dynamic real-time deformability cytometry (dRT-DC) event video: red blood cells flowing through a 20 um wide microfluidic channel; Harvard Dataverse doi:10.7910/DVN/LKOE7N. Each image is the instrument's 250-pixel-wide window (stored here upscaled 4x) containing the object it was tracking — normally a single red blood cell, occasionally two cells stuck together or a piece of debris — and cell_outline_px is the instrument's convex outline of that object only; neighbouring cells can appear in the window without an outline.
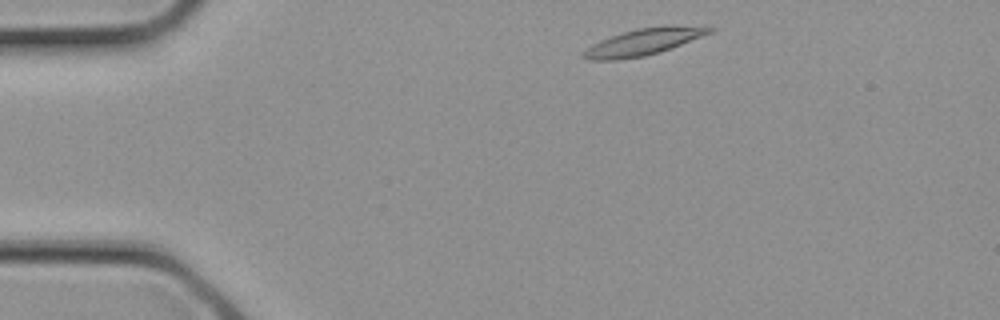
{"species": "common noctule bat (a hibernating species)", "species_latin": "Nyctalus noctula", "temperature_condition": "cold", "stored_images_in_passage": 8, "camera_frame_rate_fps": 3000, "um_per_image_px": 0.085, "animal": {"sex": "female", "body_mass_g": 21.9}, "frame": {"image": 1, "passage_image": 1, "time_ms": 0.0, "image_size_px": [1000, 320], "cell_outline_px": [[716, 28], [712, 32], [660, 52], [644, 56], [616, 60], [588, 60], [580, 56], [592, 44], [600, 40], [636, 28], [672, 24]], "centroid_in_image_um": [54.69, 3.55], "position_along_channel_um": 30.3, "area_um2": 19.48}}
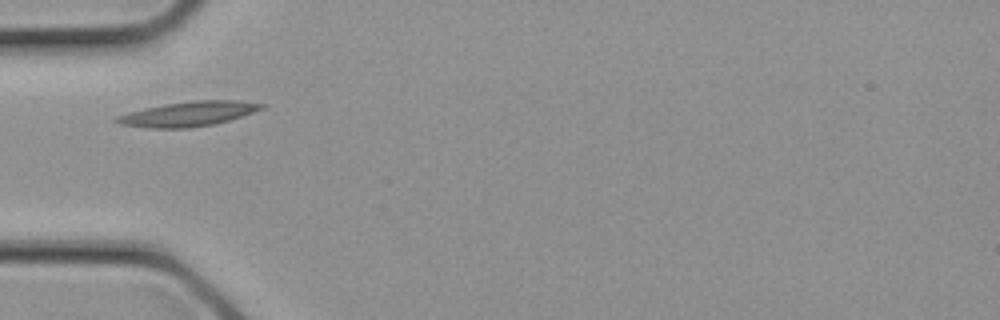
{"frame": {"image": 2, "passage_image": 5, "time_ms": 1.333, "image_size_px": [1000, 320], "cell_outline_px": [[268, 104], [264, 108], [228, 120], [212, 124], [188, 128], [148, 128], [120, 124], [112, 120], [116, 116], [128, 112], [144, 108], [164, 104], [192, 100], [240, 100]], "centroid_in_image_um": [15.98, 9.67], "position_along_channel_um": 69.0, "area_um2": 20.92}}
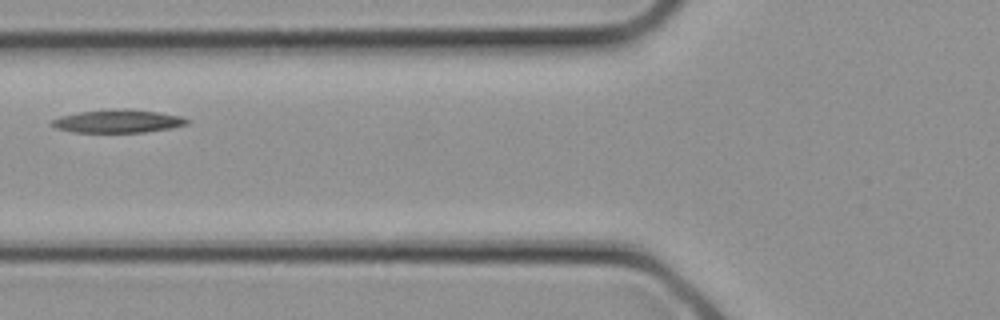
{"frame": {"image": 3, "passage_image": 7, "time_ms": 2.0, "image_size_px": [1000, 320], "cell_outline_px": [[192, 120], [188, 124], [168, 128], [144, 132], [72, 132], [56, 128], [48, 124], [48, 120], [60, 116], [80, 112], [116, 108], [128, 108], [156, 112], [180, 116]], "centroid_in_image_um": [9.96, 10.29], "position_along_channel_um": 115.8, "area_um2": 18.32}}